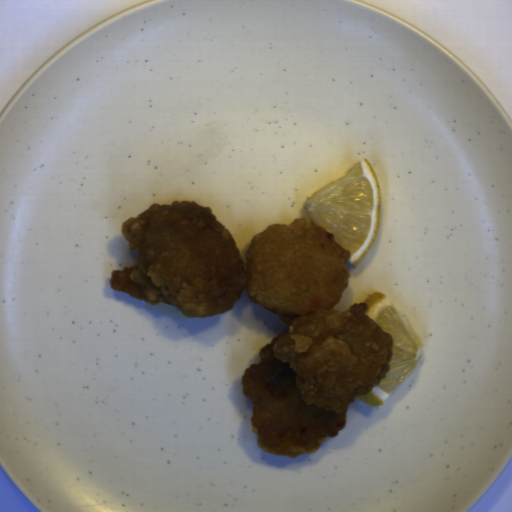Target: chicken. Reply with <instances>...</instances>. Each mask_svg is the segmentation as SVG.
I'll use <instances>...</instances> for the list:
<instances>
[{"label":"chicken","instance_id":"chicken-1","mask_svg":"<svg viewBox=\"0 0 512 512\" xmlns=\"http://www.w3.org/2000/svg\"><path fill=\"white\" fill-rule=\"evenodd\" d=\"M121 231L136 260L111 271L112 290L193 318L231 311L246 290L286 325L243 372L257 447L316 452L346 426L356 396L389 373L393 338L366 315L369 305L334 309L350 283V250L322 226L303 218L270 225L251 240L246 261L231 231L196 201L154 203Z\"/></svg>","mask_w":512,"mask_h":512}]
</instances>
